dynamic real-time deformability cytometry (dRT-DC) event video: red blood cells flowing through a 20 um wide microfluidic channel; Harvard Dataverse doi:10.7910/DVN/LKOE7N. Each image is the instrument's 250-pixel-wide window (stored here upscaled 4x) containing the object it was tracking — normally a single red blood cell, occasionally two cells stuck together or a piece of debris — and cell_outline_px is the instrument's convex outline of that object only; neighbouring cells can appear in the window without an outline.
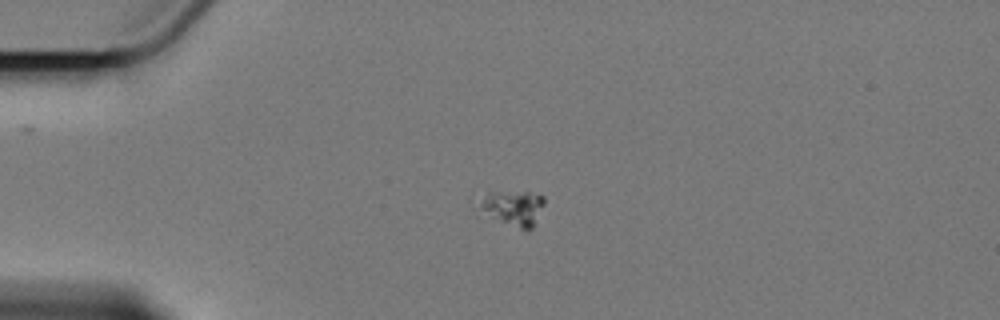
{"species": "Egyptian fruit bat (a non-hibernating species)", "species_latin": "Rousettus aegyptiacus", "temperature_condition": "cold", "stored_images_in_passage": 2, "camera_frame_rate_fps": 3000, "um_per_image_px": 0.085, "animal": {"sex": "female"}, "frame": {"image": 1, "passage_image": 1, "time_ms": 0.0, "image_size_px": [1000, 320], "cell_outline_px": [[544, 204], [532, 228], [528, 232], [492, 216], [484, 212], [484, 200], [488, 192], [528, 192], [544, 196]], "centroid_in_image_um": [43.75, 17.67], "position_along_channel_um": 41.2, "area_um2": 12.43}}